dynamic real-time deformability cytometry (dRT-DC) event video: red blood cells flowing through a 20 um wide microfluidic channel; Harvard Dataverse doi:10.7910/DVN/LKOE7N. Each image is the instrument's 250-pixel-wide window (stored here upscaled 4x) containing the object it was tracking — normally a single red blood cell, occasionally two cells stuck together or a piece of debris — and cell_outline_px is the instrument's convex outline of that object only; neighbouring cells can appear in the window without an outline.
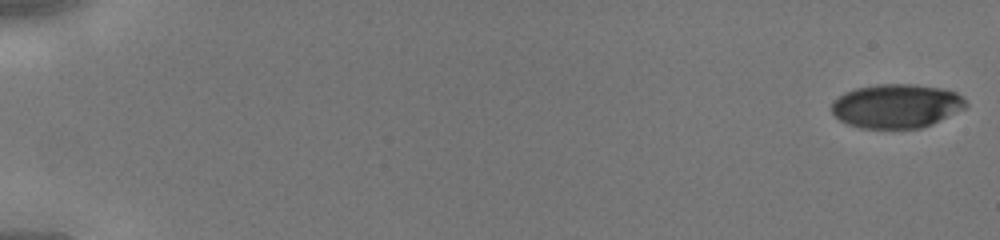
{"species": "human", "species_latin": "Homo sapiens", "temperature_condition": "cold", "stored_images_in_passage": 45, "camera_frame_rate_fps": 3000, "um_per_image_px": 0.085, "donor": {"sex": "male"}, "frame": {"image": 1, "passage_image": 1, "time_ms": 0.0, "image_size_px": [1000, 240], "cell_outline_px": [[968, 104], [964, 108], [932, 124], [920, 128], [860, 128], [848, 124], [840, 120], [832, 112], [832, 100], [844, 92], [856, 88], [876, 84], [916, 84], [940, 88], [956, 92]], "centroid_in_image_um": [76.16, 9.0], "position_along_channel_um": 8.8, "area_um2": 34.33}}
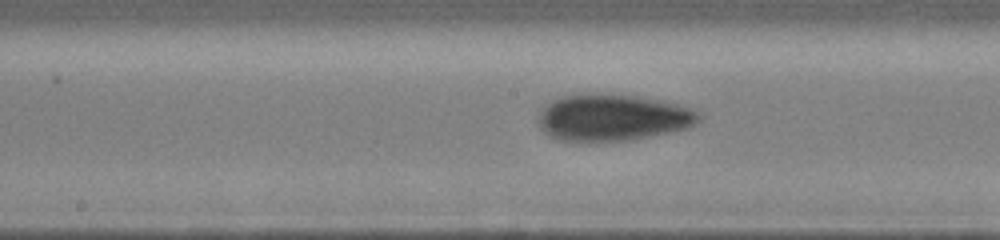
{"frame": {"image": 2, "passage_image": 25, "time_ms": 8.0, "image_size_px": [1000, 240], "cell_outline_px": [[704, 116], [696, 124], [688, 128], [628, 140], [560, 140], [544, 132], [540, 128], [536, 116], [540, 108], [552, 100], [560, 96], [588, 92], [600, 92], [640, 96], [664, 100], [692, 108], [700, 112]], "centroid_in_image_um": [52.08, 9.94], "position_along_channel_um": 196.1, "area_um2": 44.33}}
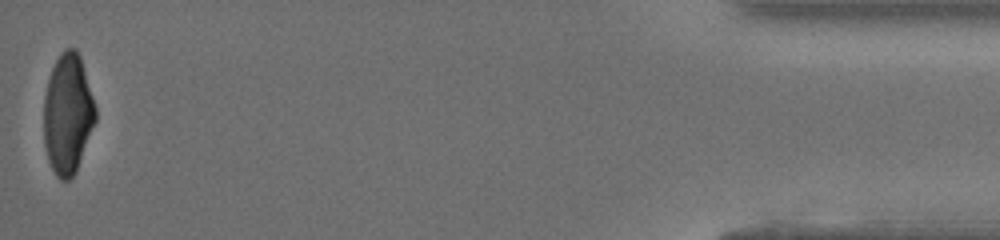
{"frame": {"image": 3, "passage_image": 45, "time_ms": 14.667, "image_size_px": [1000, 240], "cell_outline_px": [[96, 120], [76, 172], [68, 180], [60, 180], [56, 176], [48, 160], [44, 144], [44, 96], [48, 80], [52, 68], [60, 52], [64, 48], [76, 48], [80, 56], [96, 108]], "centroid_in_image_um": [5.75, 9.69], "position_along_channel_um": 429.4, "area_um2": 36.18}}